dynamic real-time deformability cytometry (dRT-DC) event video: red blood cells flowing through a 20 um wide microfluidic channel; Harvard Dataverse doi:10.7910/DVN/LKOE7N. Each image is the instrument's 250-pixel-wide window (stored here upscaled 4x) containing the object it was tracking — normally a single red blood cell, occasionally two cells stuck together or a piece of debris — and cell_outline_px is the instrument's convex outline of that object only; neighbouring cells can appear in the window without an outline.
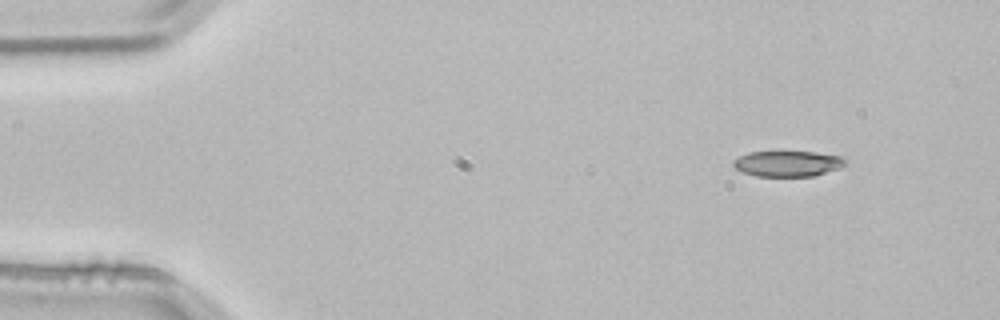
{"species": "common noctule bat (a hibernating species)", "species_latin": "Nyctalus noctula", "temperature_condition": "room temperature", "stored_images_in_passage": 3, "camera_frame_rate_fps": 3000, "um_per_image_px": 0.085, "animal": {"sex": "male", "body_mass_g": 21.5, "forearm_length_mm": 52.0}, "frame": {"image": 1, "passage_image": 1, "time_ms": 0.0, "image_size_px": [1000, 320], "cell_outline_px": [[848, 160], [840, 168], [812, 176], [756, 176], [744, 172], [736, 168], [732, 164], [732, 160], [748, 152], [816, 152], [840, 156]], "centroid_in_image_um": [66.95, 13.9], "position_along_channel_um": 18.0, "area_um2": 16.65}}
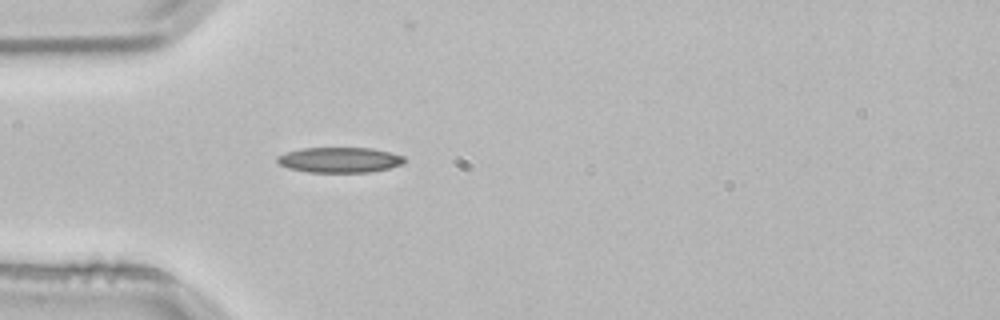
{"frame": {"image": 2, "passage_image": 3, "time_ms": 0.667, "image_size_px": [1000, 320], "cell_outline_px": [[404, 164], [372, 172], [308, 172], [288, 168], [280, 164], [276, 160], [276, 156], [284, 152], [300, 148], [372, 148], [404, 156]], "centroid_in_image_um": [28.83, 13.59], "position_along_channel_um": 56.2, "area_um2": 18.84}}